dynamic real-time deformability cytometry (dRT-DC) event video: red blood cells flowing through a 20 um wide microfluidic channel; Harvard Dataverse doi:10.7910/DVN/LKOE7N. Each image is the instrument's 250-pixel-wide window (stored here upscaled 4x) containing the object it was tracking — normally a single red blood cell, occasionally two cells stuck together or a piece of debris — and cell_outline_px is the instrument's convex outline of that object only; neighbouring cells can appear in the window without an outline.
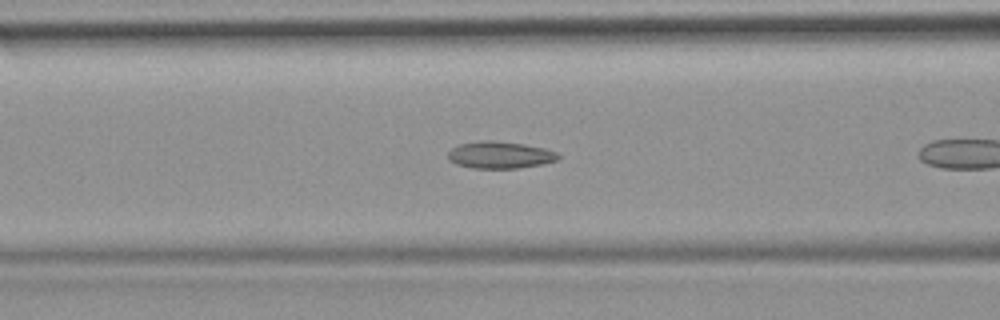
{"species": "common noctule bat (a hibernating species)", "species_latin": "Nyctalus noctula", "temperature_condition": "room temperature", "stored_images_in_passage": 13, "camera_frame_rate_fps": 3000, "um_per_image_px": 0.085, "animal": {"sex": "female", "body_mass_g": 19.9}, "frame": {"image": 1, "passage_image": 8, "time_ms": 2.333, "image_size_px": [1000, 320], "cell_outline_px": [[560, 156], [556, 160], [544, 164], [516, 168], [472, 168], [456, 164], [448, 160], [448, 152], [452, 148], [460, 144], [480, 140], [496, 140], [524, 144], [544, 148], [556, 152]], "centroid_in_image_um": [42.48, 13.16], "position_along_channel_um": 124.1, "area_um2": 17.4}}
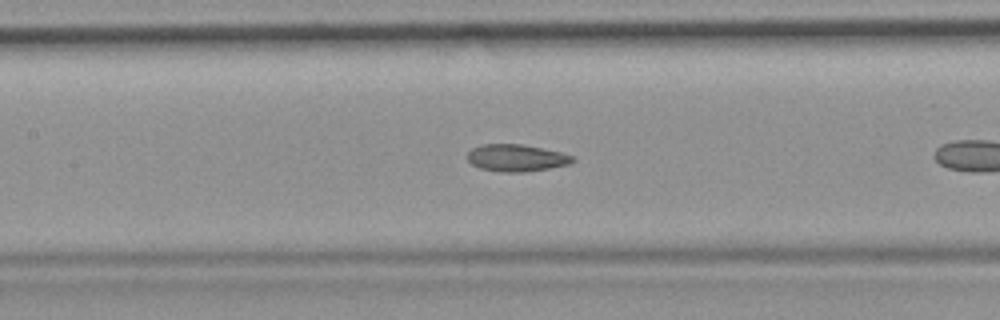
{"frame": {"image": 2, "passage_image": 11, "time_ms": 3.333, "image_size_px": [1000, 320], "cell_outline_px": [[576, 160], [568, 164], [548, 168], [524, 172], [500, 172], [480, 168], [472, 164], [468, 160], [468, 152], [472, 148], [480, 144], [520, 144], [560, 152], [576, 156]], "centroid_in_image_um": [43.89, 13.42], "position_along_channel_um": 163.5, "area_um2": 16.53}}